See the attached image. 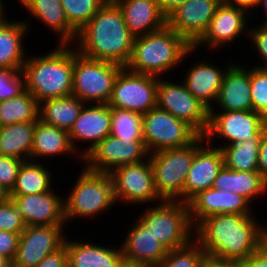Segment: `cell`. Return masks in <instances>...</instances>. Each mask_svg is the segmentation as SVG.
Masks as SVG:
<instances>
[{
  "instance_id": "1",
  "label": "cell",
  "mask_w": 267,
  "mask_h": 267,
  "mask_svg": "<svg viewBox=\"0 0 267 267\" xmlns=\"http://www.w3.org/2000/svg\"><path fill=\"white\" fill-rule=\"evenodd\" d=\"M256 216L210 215L194 227V239L209 259L243 261L267 240V223Z\"/></svg>"
},
{
  "instance_id": "2",
  "label": "cell",
  "mask_w": 267,
  "mask_h": 267,
  "mask_svg": "<svg viewBox=\"0 0 267 267\" xmlns=\"http://www.w3.org/2000/svg\"><path fill=\"white\" fill-rule=\"evenodd\" d=\"M135 37L127 28L119 6L108 0L80 31L73 46L82 56L125 67Z\"/></svg>"
},
{
  "instance_id": "3",
  "label": "cell",
  "mask_w": 267,
  "mask_h": 267,
  "mask_svg": "<svg viewBox=\"0 0 267 267\" xmlns=\"http://www.w3.org/2000/svg\"><path fill=\"white\" fill-rule=\"evenodd\" d=\"M195 52L197 50L182 36L166 25L158 31L135 37L125 68L134 73L167 77L172 73L170 71L181 69L180 64L183 66L189 56L194 57L192 54Z\"/></svg>"
},
{
  "instance_id": "4",
  "label": "cell",
  "mask_w": 267,
  "mask_h": 267,
  "mask_svg": "<svg viewBox=\"0 0 267 267\" xmlns=\"http://www.w3.org/2000/svg\"><path fill=\"white\" fill-rule=\"evenodd\" d=\"M42 54H28L23 65L25 90L38 103L72 95L73 45H54Z\"/></svg>"
},
{
  "instance_id": "5",
  "label": "cell",
  "mask_w": 267,
  "mask_h": 267,
  "mask_svg": "<svg viewBox=\"0 0 267 267\" xmlns=\"http://www.w3.org/2000/svg\"><path fill=\"white\" fill-rule=\"evenodd\" d=\"M74 184L64 195V214L69 222L82 219L88 221L107 213L117 202L114 197L113 183L109 173L95 172L82 166ZM103 213V214H102Z\"/></svg>"
},
{
  "instance_id": "6",
  "label": "cell",
  "mask_w": 267,
  "mask_h": 267,
  "mask_svg": "<svg viewBox=\"0 0 267 267\" xmlns=\"http://www.w3.org/2000/svg\"><path fill=\"white\" fill-rule=\"evenodd\" d=\"M200 135L191 144L172 149H163L149 154L157 194L165 201L184 203V185L192 166L195 152L205 143Z\"/></svg>"
},
{
  "instance_id": "7",
  "label": "cell",
  "mask_w": 267,
  "mask_h": 267,
  "mask_svg": "<svg viewBox=\"0 0 267 267\" xmlns=\"http://www.w3.org/2000/svg\"><path fill=\"white\" fill-rule=\"evenodd\" d=\"M144 207L136 218L168 251L183 247L194 239L187 203L163 200Z\"/></svg>"
},
{
  "instance_id": "8",
  "label": "cell",
  "mask_w": 267,
  "mask_h": 267,
  "mask_svg": "<svg viewBox=\"0 0 267 267\" xmlns=\"http://www.w3.org/2000/svg\"><path fill=\"white\" fill-rule=\"evenodd\" d=\"M122 68L115 63L84 57L73 46L72 95L84 103L107 104Z\"/></svg>"
},
{
  "instance_id": "9",
  "label": "cell",
  "mask_w": 267,
  "mask_h": 267,
  "mask_svg": "<svg viewBox=\"0 0 267 267\" xmlns=\"http://www.w3.org/2000/svg\"><path fill=\"white\" fill-rule=\"evenodd\" d=\"M266 128L267 120L253 110L209 111L208 127L204 137L211 146L221 148L246 140H254Z\"/></svg>"
},
{
  "instance_id": "10",
  "label": "cell",
  "mask_w": 267,
  "mask_h": 267,
  "mask_svg": "<svg viewBox=\"0 0 267 267\" xmlns=\"http://www.w3.org/2000/svg\"><path fill=\"white\" fill-rule=\"evenodd\" d=\"M142 128L149 154L187 146L200 136L188 123L157 107L142 115Z\"/></svg>"
},
{
  "instance_id": "11",
  "label": "cell",
  "mask_w": 267,
  "mask_h": 267,
  "mask_svg": "<svg viewBox=\"0 0 267 267\" xmlns=\"http://www.w3.org/2000/svg\"><path fill=\"white\" fill-rule=\"evenodd\" d=\"M109 174L117 204L134 205L135 209L136 205H153L163 201L155 189L149 158L138 163L118 166Z\"/></svg>"
},
{
  "instance_id": "12",
  "label": "cell",
  "mask_w": 267,
  "mask_h": 267,
  "mask_svg": "<svg viewBox=\"0 0 267 267\" xmlns=\"http://www.w3.org/2000/svg\"><path fill=\"white\" fill-rule=\"evenodd\" d=\"M171 78L158 77L156 107L185 121L200 135H204L208 127L209 110L188 91L182 81Z\"/></svg>"
},
{
  "instance_id": "13",
  "label": "cell",
  "mask_w": 267,
  "mask_h": 267,
  "mask_svg": "<svg viewBox=\"0 0 267 267\" xmlns=\"http://www.w3.org/2000/svg\"><path fill=\"white\" fill-rule=\"evenodd\" d=\"M158 77L123 67L117 74L108 105L144 115L156 107Z\"/></svg>"
},
{
  "instance_id": "14",
  "label": "cell",
  "mask_w": 267,
  "mask_h": 267,
  "mask_svg": "<svg viewBox=\"0 0 267 267\" xmlns=\"http://www.w3.org/2000/svg\"><path fill=\"white\" fill-rule=\"evenodd\" d=\"M245 10L230 6L224 1L218 6L214 17L211 20L207 32L203 37L193 46L195 50H202L206 47L207 51H218L222 47L233 46L236 40L242 39V37L247 38L249 34V26L253 21ZM248 23V24H247ZM202 47V48H200Z\"/></svg>"
},
{
  "instance_id": "15",
  "label": "cell",
  "mask_w": 267,
  "mask_h": 267,
  "mask_svg": "<svg viewBox=\"0 0 267 267\" xmlns=\"http://www.w3.org/2000/svg\"><path fill=\"white\" fill-rule=\"evenodd\" d=\"M67 225L26 226L20 234L11 267H36L47 255L61 248L69 229Z\"/></svg>"
},
{
  "instance_id": "16",
  "label": "cell",
  "mask_w": 267,
  "mask_h": 267,
  "mask_svg": "<svg viewBox=\"0 0 267 267\" xmlns=\"http://www.w3.org/2000/svg\"><path fill=\"white\" fill-rule=\"evenodd\" d=\"M149 152L144 141H126L108 135L84 158L88 170L110 173L118 166L134 164L148 159Z\"/></svg>"
},
{
  "instance_id": "17",
  "label": "cell",
  "mask_w": 267,
  "mask_h": 267,
  "mask_svg": "<svg viewBox=\"0 0 267 267\" xmlns=\"http://www.w3.org/2000/svg\"><path fill=\"white\" fill-rule=\"evenodd\" d=\"M110 132L111 107L108 104L85 103L69 130V137L74 150L83 159L99 142L110 135ZM82 144H86V147L83 148Z\"/></svg>"
},
{
  "instance_id": "18",
  "label": "cell",
  "mask_w": 267,
  "mask_h": 267,
  "mask_svg": "<svg viewBox=\"0 0 267 267\" xmlns=\"http://www.w3.org/2000/svg\"><path fill=\"white\" fill-rule=\"evenodd\" d=\"M223 0H187L166 17V25L192 47L207 32Z\"/></svg>"
},
{
  "instance_id": "19",
  "label": "cell",
  "mask_w": 267,
  "mask_h": 267,
  "mask_svg": "<svg viewBox=\"0 0 267 267\" xmlns=\"http://www.w3.org/2000/svg\"><path fill=\"white\" fill-rule=\"evenodd\" d=\"M55 189L40 194L10 195L26 226L67 225L64 194Z\"/></svg>"
},
{
  "instance_id": "20",
  "label": "cell",
  "mask_w": 267,
  "mask_h": 267,
  "mask_svg": "<svg viewBox=\"0 0 267 267\" xmlns=\"http://www.w3.org/2000/svg\"><path fill=\"white\" fill-rule=\"evenodd\" d=\"M232 59H227L225 65H222L224 67L215 65L213 61L211 63L208 57L199 59V62L196 60L195 63H190L179 80H182L188 91L210 110L216 102L226 70L236 60Z\"/></svg>"
},
{
  "instance_id": "21",
  "label": "cell",
  "mask_w": 267,
  "mask_h": 267,
  "mask_svg": "<svg viewBox=\"0 0 267 267\" xmlns=\"http://www.w3.org/2000/svg\"><path fill=\"white\" fill-rule=\"evenodd\" d=\"M234 61L226 70L214 106L209 111L253 110L251 67Z\"/></svg>"
},
{
  "instance_id": "22",
  "label": "cell",
  "mask_w": 267,
  "mask_h": 267,
  "mask_svg": "<svg viewBox=\"0 0 267 267\" xmlns=\"http://www.w3.org/2000/svg\"><path fill=\"white\" fill-rule=\"evenodd\" d=\"M187 204L193 227L210 215L252 214L256 211L255 207L243 196L230 191H219L212 187L199 192Z\"/></svg>"
},
{
  "instance_id": "23",
  "label": "cell",
  "mask_w": 267,
  "mask_h": 267,
  "mask_svg": "<svg viewBox=\"0 0 267 267\" xmlns=\"http://www.w3.org/2000/svg\"><path fill=\"white\" fill-rule=\"evenodd\" d=\"M135 220V221H133ZM126 236L121 241L124 262L144 267H156L167 255L168 250L154 237L150 230L137 219H132Z\"/></svg>"
},
{
  "instance_id": "24",
  "label": "cell",
  "mask_w": 267,
  "mask_h": 267,
  "mask_svg": "<svg viewBox=\"0 0 267 267\" xmlns=\"http://www.w3.org/2000/svg\"><path fill=\"white\" fill-rule=\"evenodd\" d=\"M69 234L63 244L67 250L68 267H121L124 264L120 244L107 246L86 239L83 242L69 238Z\"/></svg>"
},
{
  "instance_id": "25",
  "label": "cell",
  "mask_w": 267,
  "mask_h": 267,
  "mask_svg": "<svg viewBox=\"0 0 267 267\" xmlns=\"http://www.w3.org/2000/svg\"><path fill=\"white\" fill-rule=\"evenodd\" d=\"M224 166L220 148L205 142L194 155L192 166L184 185V203H188L199 192L211 188Z\"/></svg>"
},
{
  "instance_id": "26",
  "label": "cell",
  "mask_w": 267,
  "mask_h": 267,
  "mask_svg": "<svg viewBox=\"0 0 267 267\" xmlns=\"http://www.w3.org/2000/svg\"><path fill=\"white\" fill-rule=\"evenodd\" d=\"M68 155L69 157L74 156L76 162L80 160V162H83V159L71 144L69 131L48 125L38 119L35 126L30 161L44 163L48 158L53 160L55 157H59L61 159L62 156Z\"/></svg>"
},
{
  "instance_id": "27",
  "label": "cell",
  "mask_w": 267,
  "mask_h": 267,
  "mask_svg": "<svg viewBox=\"0 0 267 267\" xmlns=\"http://www.w3.org/2000/svg\"><path fill=\"white\" fill-rule=\"evenodd\" d=\"M30 19H7L0 24V68L22 70L28 54L25 41L32 30ZM31 29V30H30Z\"/></svg>"
},
{
  "instance_id": "28",
  "label": "cell",
  "mask_w": 267,
  "mask_h": 267,
  "mask_svg": "<svg viewBox=\"0 0 267 267\" xmlns=\"http://www.w3.org/2000/svg\"><path fill=\"white\" fill-rule=\"evenodd\" d=\"M121 9L124 22L134 37L158 31L166 26V16L157 0H113Z\"/></svg>"
},
{
  "instance_id": "29",
  "label": "cell",
  "mask_w": 267,
  "mask_h": 267,
  "mask_svg": "<svg viewBox=\"0 0 267 267\" xmlns=\"http://www.w3.org/2000/svg\"><path fill=\"white\" fill-rule=\"evenodd\" d=\"M31 20H37L57 38L55 45H73L77 32L69 25L60 0H32L25 8ZM33 18V19H32Z\"/></svg>"
},
{
  "instance_id": "30",
  "label": "cell",
  "mask_w": 267,
  "mask_h": 267,
  "mask_svg": "<svg viewBox=\"0 0 267 267\" xmlns=\"http://www.w3.org/2000/svg\"><path fill=\"white\" fill-rule=\"evenodd\" d=\"M212 188L219 191L233 192L246 198L253 206L265 194L267 195V181L259 171H233L223 166L215 178Z\"/></svg>"
},
{
  "instance_id": "31",
  "label": "cell",
  "mask_w": 267,
  "mask_h": 267,
  "mask_svg": "<svg viewBox=\"0 0 267 267\" xmlns=\"http://www.w3.org/2000/svg\"><path fill=\"white\" fill-rule=\"evenodd\" d=\"M53 174L48 162L25 161L19 169L9 195L40 194L51 191L55 188Z\"/></svg>"
},
{
  "instance_id": "32",
  "label": "cell",
  "mask_w": 267,
  "mask_h": 267,
  "mask_svg": "<svg viewBox=\"0 0 267 267\" xmlns=\"http://www.w3.org/2000/svg\"><path fill=\"white\" fill-rule=\"evenodd\" d=\"M36 121L0 126V155L30 161Z\"/></svg>"
},
{
  "instance_id": "33",
  "label": "cell",
  "mask_w": 267,
  "mask_h": 267,
  "mask_svg": "<svg viewBox=\"0 0 267 267\" xmlns=\"http://www.w3.org/2000/svg\"><path fill=\"white\" fill-rule=\"evenodd\" d=\"M84 104L74 95L47 99L39 103V120L48 125L69 131Z\"/></svg>"
},
{
  "instance_id": "34",
  "label": "cell",
  "mask_w": 267,
  "mask_h": 267,
  "mask_svg": "<svg viewBox=\"0 0 267 267\" xmlns=\"http://www.w3.org/2000/svg\"><path fill=\"white\" fill-rule=\"evenodd\" d=\"M262 133L254 140L221 147L224 166L233 171H258V153Z\"/></svg>"
},
{
  "instance_id": "35",
  "label": "cell",
  "mask_w": 267,
  "mask_h": 267,
  "mask_svg": "<svg viewBox=\"0 0 267 267\" xmlns=\"http://www.w3.org/2000/svg\"><path fill=\"white\" fill-rule=\"evenodd\" d=\"M38 119L39 103L27 90L18 97L0 102V126Z\"/></svg>"
},
{
  "instance_id": "36",
  "label": "cell",
  "mask_w": 267,
  "mask_h": 267,
  "mask_svg": "<svg viewBox=\"0 0 267 267\" xmlns=\"http://www.w3.org/2000/svg\"><path fill=\"white\" fill-rule=\"evenodd\" d=\"M110 135L126 141H144L142 115L126 109L111 107Z\"/></svg>"
},
{
  "instance_id": "37",
  "label": "cell",
  "mask_w": 267,
  "mask_h": 267,
  "mask_svg": "<svg viewBox=\"0 0 267 267\" xmlns=\"http://www.w3.org/2000/svg\"><path fill=\"white\" fill-rule=\"evenodd\" d=\"M206 260L202 246L192 239L187 245L168 251L156 267H205Z\"/></svg>"
},
{
  "instance_id": "38",
  "label": "cell",
  "mask_w": 267,
  "mask_h": 267,
  "mask_svg": "<svg viewBox=\"0 0 267 267\" xmlns=\"http://www.w3.org/2000/svg\"><path fill=\"white\" fill-rule=\"evenodd\" d=\"M69 25L76 31L90 21L108 0H60Z\"/></svg>"
},
{
  "instance_id": "39",
  "label": "cell",
  "mask_w": 267,
  "mask_h": 267,
  "mask_svg": "<svg viewBox=\"0 0 267 267\" xmlns=\"http://www.w3.org/2000/svg\"><path fill=\"white\" fill-rule=\"evenodd\" d=\"M253 111L267 120V69L251 66Z\"/></svg>"
},
{
  "instance_id": "40",
  "label": "cell",
  "mask_w": 267,
  "mask_h": 267,
  "mask_svg": "<svg viewBox=\"0 0 267 267\" xmlns=\"http://www.w3.org/2000/svg\"><path fill=\"white\" fill-rule=\"evenodd\" d=\"M25 91L22 70L0 68V102L18 97Z\"/></svg>"
},
{
  "instance_id": "41",
  "label": "cell",
  "mask_w": 267,
  "mask_h": 267,
  "mask_svg": "<svg viewBox=\"0 0 267 267\" xmlns=\"http://www.w3.org/2000/svg\"><path fill=\"white\" fill-rule=\"evenodd\" d=\"M26 225L16 204L11 198L0 203V230L13 234H21Z\"/></svg>"
},
{
  "instance_id": "42",
  "label": "cell",
  "mask_w": 267,
  "mask_h": 267,
  "mask_svg": "<svg viewBox=\"0 0 267 267\" xmlns=\"http://www.w3.org/2000/svg\"><path fill=\"white\" fill-rule=\"evenodd\" d=\"M251 27V28H250ZM249 27L248 43L253 47L254 53L260 58L259 65L254 62L252 66L267 69V24L259 23L253 24ZM262 61V63H260Z\"/></svg>"
},
{
  "instance_id": "43",
  "label": "cell",
  "mask_w": 267,
  "mask_h": 267,
  "mask_svg": "<svg viewBox=\"0 0 267 267\" xmlns=\"http://www.w3.org/2000/svg\"><path fill=\"white\" fill-rule=\"evenodd\" d=\"M24 162L15 157L0 155V184L9 192L12 190L19 169Z\"/></svg>"
},
{
  "instance_id": "44",
  "label": "cell",
  "mask_w": 267,
  "mask_h": 267,
  "mask_svg": "<svg viewBox=\"0 0 267 267\" xmlns=\"http://www.w3.org/2000/svg\"><path fill=\"white\" fill-rule=\"evenodd\" d=\"M20 234L0 230V255L13 260L18 248Z\"/></svg>"
},
{
  "instance_id": "45",
  "label": "cell",
  "mask_w": 267,
  "mask_h": 267,
  "mask_svg": "<svg viewBox=\"0 0 267 267\" xmlns=\"http://www.w3.org/2000/svg\"><path fill=\"white\" fill-rule=\"evenodd\" d=\"M36 267H68V255L63 245L54 253L47 255Z\"/></svg>"
},
{
  "instance_id": "46",
  "label": "cell",
  "mask_w": 267,
  "mask_h": 267,
  "mask_svg": "<svg viewBox=\"0 0 267 267\" xmlns=\"http://www.w3.org/2000/svg\"><path fill=\"white\" fill-rule=\"evenodd\" d=\"M244 267H267V240L247 259L243 260Z\"/></svg>"
},
{
  "instance_id": "47",
  "label": "cell",
  "mask_w": 267,
  "mask_h": 267,
  "mask_svg": "<svg viewBox=\"0 0 267 267\" xmlns=\"http://www.w3.org/2000/svg\"><path fill=\"white\" fill-rule=\"evenodd\" d=\"M258 171L267 181V128L262 132L258 153Z\"/></svg>"
},
{
  "instance_id": "48",
  "label": "cell",
  "mask_w": 267,
  "mask_h": 267,
  "mask_svg": "<svg viewBox=\"0 0 267 267\" xmlns=\"http://www.w3.org/2000/svg\"><path fill=\"white\" fill-rule=\"evenodd\" d=\"M226 4L230 6H234L237 8H241L245 10L251 18L255 19L254 12L256 14V9L259 3V0H223Z\"/></svg>"
},
{
  "instance_id": "49",
  "label": "cell",
  "mask_w": 267,
  "mask_h": 267,
  "mask_svg": "<svg viewBox=\"0 0 267 267\" xmlns=\"http://www.w3.org/2000/svg\"><path fill=\"white\" fill-rule=\"evenodd\" d=\"M186 1L187 0H157L161 12L166 17Z\"/></svg>"
},
{
  "instance_id": "50",
  "label": "cell",
  "mask_w": 267,
  "mask_h": 267,
  "mask_svg": "<svg viewBox=\"0 0 267 267\" xmlns=\"http://www.w3.org/2000/svg\"><path fill=\"white\" fill-rule=\"evenodd\" d=\"M205 267H244L243 261L213 260L207 258Z\"/></svg>"
},
{
  "instance_id": "51",
  "label": "cell",
  "mask_w": 267,
  "mask_h": 267,
  "mask_svg": "<svg viewBox=\"0 0 267 267\" xmlns=\"http://www.w3.org/2000/svg\"><path fill=\"white\" fill-rule=\"evenodd\" d=\"M260 10L262 11L261 14L263 13V16L265 17L261 20V23L267 24V0H259L258 6H257V11Z\"/></svg>"
},
{
  "instance_id": "52",
  "label": "cell",
  "mask_w": 267,
  "mask_h": 267,
  "mask_svg": "<svg viewBox=\"0 0 267 267\" xmlns=\"http://www.w3.org/2000/svg\"><path fill=\"white\" fill-rule=\"evenodd\" d=\"M4 2H5L4 0H0V24L8 19V15H7L8 12H6V9L8 7H6Z\"/></svg>"
},
{
  "instance_id": "53",
  "label": "cell",
  "mask_w": 267,
  "mask_h": 267,
  "mask_svg": "<svg viewBox=\"0 0 267 267\" xmlns=\"http://www.w3.org/2000/svg\"><path fill=\"white\" fill-rule=\"evenodd\" d=\"M9 198V191L0 184V203L7 201Z\"/></svg>"
},
{
  "instance_id": "54",
  "label": "cell",
  "mask_w": 267,
  "mask_h": 267,
  "mask_svg": "<svg viewBox=\"0 0 267 267\" xmlns=\"http://www.w3.org/2000/svg\"><path fill=\"white\" fill-rule=\"evenodd\" d=\"M0 267H11V261L5 256L0 255Z\"/></svg>"
},
{
  "instance_id": "55",
  "label": "cell",
  "mask_w": 267,
  "mask_h": 267,
  "mask_svg": "<svg viewBox=\"0 0 267 267\" xmlns=\"http://www.w3.org/2000/svg\"><path fill=\"white\" fill-rule=\"evenodd\" d=\"M14 1H16V0H14ZM32 0H17L16 2H17V4L19 3V5H20V8L23 10V9H25L27 6H28V4L31 2ZM22 5V6H21Z\"/></svg>"
},
{
  "instance_id": "56",
  "label": "cell",
  "mask_w": 267,
  "mask_h": 267,
  "mask_svg": "<svg viewBox=\"0 0 267 267\" xmlns=\"http://www.w3.org/2000/svg\"><path fill=\"white\" fill-rule=\"evenodd\" d=\"M121 267H144V266H139V265L129 264V263L124 262V264Z\"/></svg>"
}]
</instances>
